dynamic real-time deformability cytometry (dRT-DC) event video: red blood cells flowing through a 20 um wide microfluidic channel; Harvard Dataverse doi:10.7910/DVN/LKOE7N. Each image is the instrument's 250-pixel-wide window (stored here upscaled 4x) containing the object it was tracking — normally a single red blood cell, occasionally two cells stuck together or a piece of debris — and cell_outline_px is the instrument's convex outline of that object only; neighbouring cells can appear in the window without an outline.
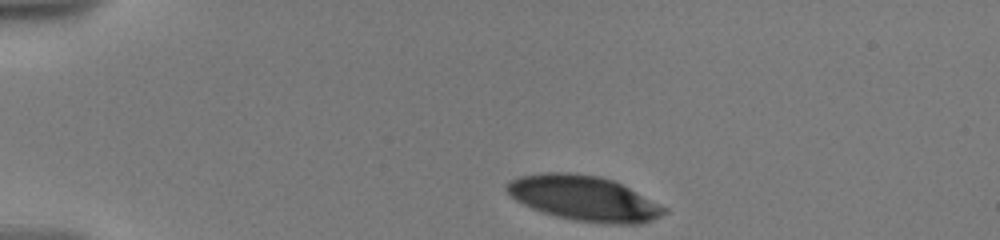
{"species": "human", "species_latin": "Homo sapiens", "temperature_condition": "warm", "stored_images_in_passage": 27, "camera_frame_rate_fps": 3000, "um_per_image_px": 0.085, "donor": {"sex": "male"}, "frame": {"image": 1, "passage_image": 1, "time_ms": 0.0, "image_size_px": [1000, 240], "cell_outline_px": [[668, 212], [652, 220], [640, 224], [616, 224], [576, 220], [556, 216], [532, 208], [516, 200], [504, 188], [508, 180], [516, 176], [544, 172], [568, 172], [600, 176], [612, 180], [668, 208]], "centroid_in_image_um": [49.61, 16.84], "position_along_channel_um": 35.4, "area_um2": 41.1}}
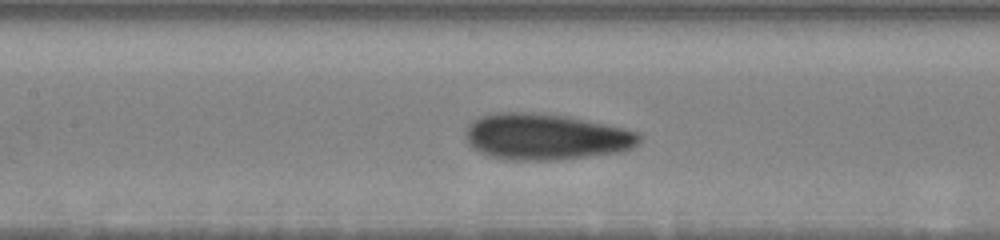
{"frame": {"image": 2, "passage_image": 16, "time_ms": 5.333, "image_size_px": [1000, 240], "cell_outline_px": [[640, 140], [632, 148], [620, 152], [556, 160], [508, 160], [488, 156], [480, 152], [464, 136], [468, 124], [472, 120], [480, 116], [492, 112], [540, 112], [568, 116], [620, 128], [636, 132], [640, 136]], "centroid_in_image_um": [46.33, 11.61], "position_along_channel_um": 161.1, "area_um2": 46.7}}
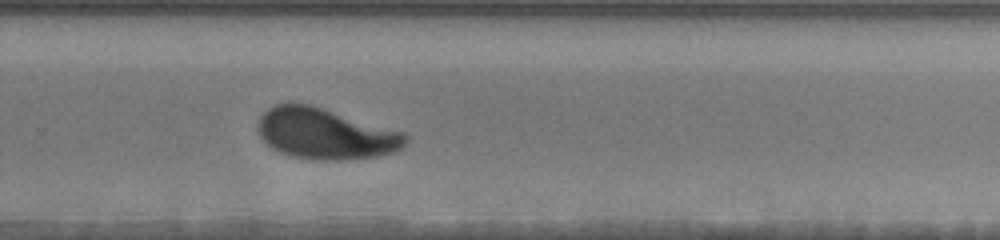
{"frame": {"image": 3, "passage_image": 27, "time_ms": 9.333, "image_size_px": [1000, 240], "cell_outline_px": [[408, 140], [396, 152], [376, 156], [336, 160], [312, 160], [292, 156], [280, 152], [272, 148], [260, 136], [256, 128], [256, 124], [260, 116], [268, 108], [276, 104], [312, 104], [404, 132], [408, 136]], "centroid_in_image_um": [27.64, 11.36], "position_along_channel_um": 302.2, "area_um2": 43.87}}